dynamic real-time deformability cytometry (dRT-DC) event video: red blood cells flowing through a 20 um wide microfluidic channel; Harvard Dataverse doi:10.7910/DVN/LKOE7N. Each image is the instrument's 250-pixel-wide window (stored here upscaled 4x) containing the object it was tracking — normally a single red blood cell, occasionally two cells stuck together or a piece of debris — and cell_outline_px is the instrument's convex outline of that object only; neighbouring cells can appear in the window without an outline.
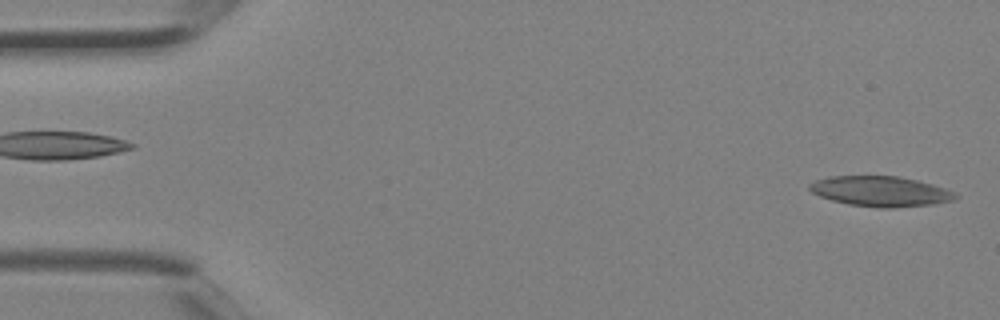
{"species": "Egyptian fruit bat (a non-hibernating species)", "species_latin": "Rousettus aegyptiacus", "temperature_condition": "room temperature", "stored_images_in_passage": 4, "camera_frame_rate_fps": 3000, "um_per_image_px": 0.085, "animal": {"sex": "female"}, "frame": {"image": 1, "passage_image": 4, "time_ms": 1.0, "image_size_px": [1000, 320], "cell_outline_px": [[960, 196], [952, 200], [936, 204], [892, 208], [880, 208], [848, 204], [832, 200], [820, 196], [812, 192], [808, 188], [808, 184], [816, 180], [828, 176], [896, 176], [916, 180], [932, 184], [956, 192]], "centroid_in_image_um": [74.86, 16.27], "position_along_channel_um": 10.1, "area_um2": 25.78}}